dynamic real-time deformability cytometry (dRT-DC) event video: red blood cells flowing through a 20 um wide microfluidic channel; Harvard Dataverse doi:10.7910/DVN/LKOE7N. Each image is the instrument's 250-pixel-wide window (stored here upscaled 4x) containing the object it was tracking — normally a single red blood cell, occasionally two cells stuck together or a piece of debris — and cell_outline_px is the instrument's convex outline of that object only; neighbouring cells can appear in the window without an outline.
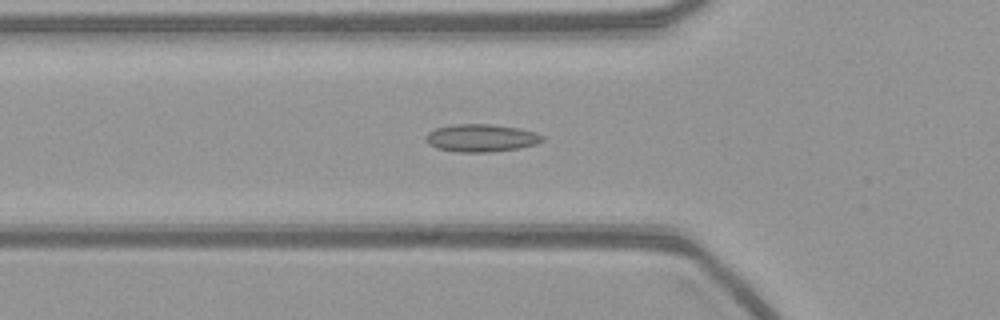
{"species": "common noctule bat (a hibernating species)", "species_latin": "Nyctalus noctula", "temperature_condition": "warm", "stored_images_in_passage": 55, "camera_frame_rate_fps": 3000, "um_per_image_px": 0.085, "animal": {"sex": "female", "body_mass_g": 21.9}, "frame": {"image": 1, "passage_image": 18, "time_ms": 5.667, "image_size_px": [1000, 320], "cell_outline_px": [[544, 140], [536, 144], [520, 148], [492, 152], [456, 152], [436, 148], [428, 144], [424, 140], [424, 136], [428, 132], [436, 128], [452, 124], [492, 124], [520, 128], [536, 132], [544, 136]], "centroid_in_image_um": [40.89, 11.73], "position_along_channel_um": 84.9, "area_um2": 19.13}}
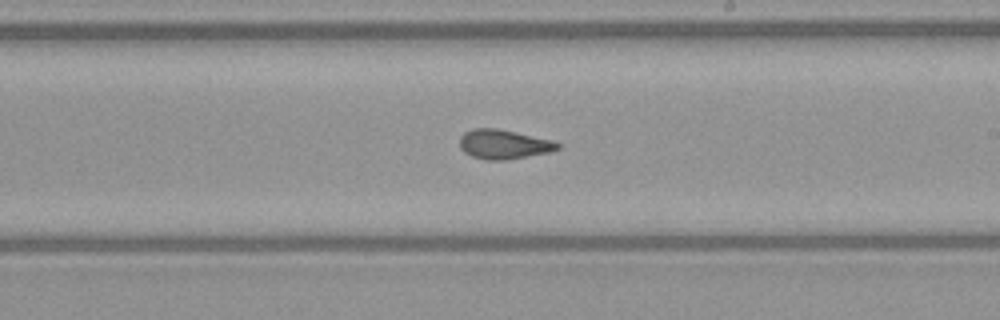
{"frame": {"image": 2, "passage_image": 31, "time_ms": 10.0, "image_size_px": [1000, 320], "cell_outline_px": [[560, 148], [552, 152], [504, 160], [484, 160], [472, 156], [464, 152], [460, 148], [460, 136], [464, 132], [472, 128], [496, 128], [516, 132], [552, 140], [560, 144]], "centroid_in_image_um": [42.8, 12.26], "position_along_channel_um": 246.2, "area_um2": 16.88}}
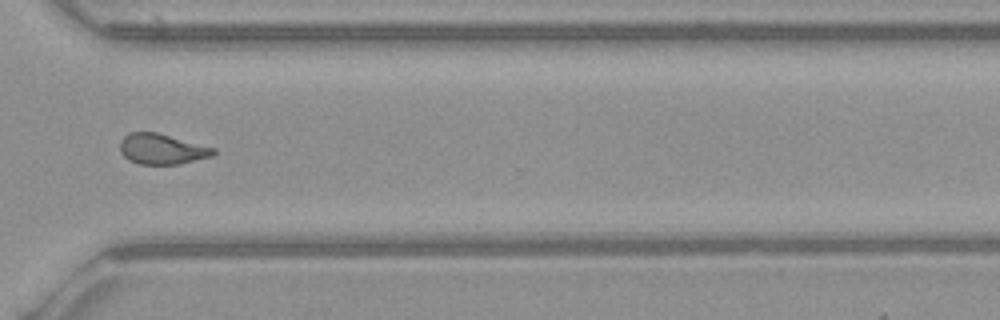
{"frame": {"image": 3, "passage_image": 40, "time_ms": 13.0, "image_size_px": [1000, 320], "cell_outline_px": [[216, 152], [212, 156], [180, 164], [140, 164], [128, 160], [120, 152], [120, 140], [128, 132], [156, 132], [216, 148]], "centroid_in_image_um": [13.75, 12.66], "position_along_channel_um": 356.9, "area_um2": 16.65}}